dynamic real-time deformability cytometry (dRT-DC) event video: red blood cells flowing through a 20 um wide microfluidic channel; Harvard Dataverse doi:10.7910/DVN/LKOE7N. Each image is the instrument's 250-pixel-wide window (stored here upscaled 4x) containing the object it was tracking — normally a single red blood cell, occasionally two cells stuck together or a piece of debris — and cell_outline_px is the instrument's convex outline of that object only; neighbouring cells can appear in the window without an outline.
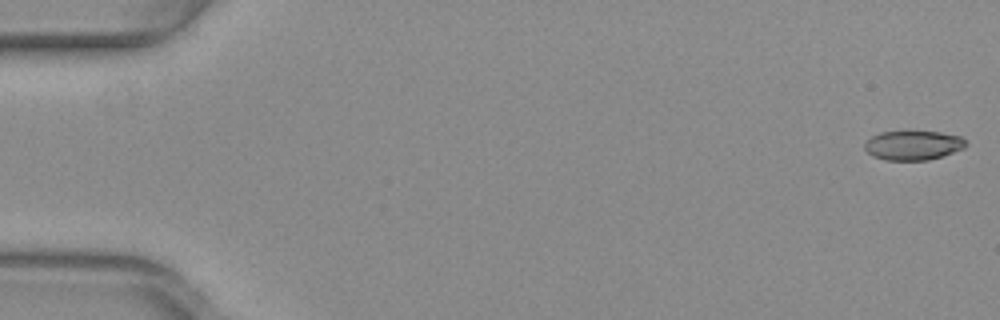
{"species": "common noctule bat (a hibernating species)", "species_latin": "Nyctalus noctula", "temperature_condition": "warm", "stored_images_in_passage": 52, "camera_frame_rate_fps": 3000, "um_per_image_px": 0.085, "animal": {"sex": "female", "body_mass_g": 29.2, "forearm_length_mm": 56.3}, "frame": {"image": 1, "passage_image": 1, "time_ms": 0.0, "image_size_px": [1000, 320], "cell_outline_px": [[968, 144], [964, 148], [928, 160], [884, 160], [872, 156], [864, 148], [864, 144], [872, 136], [880, 132], [940, 132], [960, 136]], "centroid_in_image_um": [77.6, 12.36], "position_along_channel_um": 7.4, "area_um2": 17.11}}
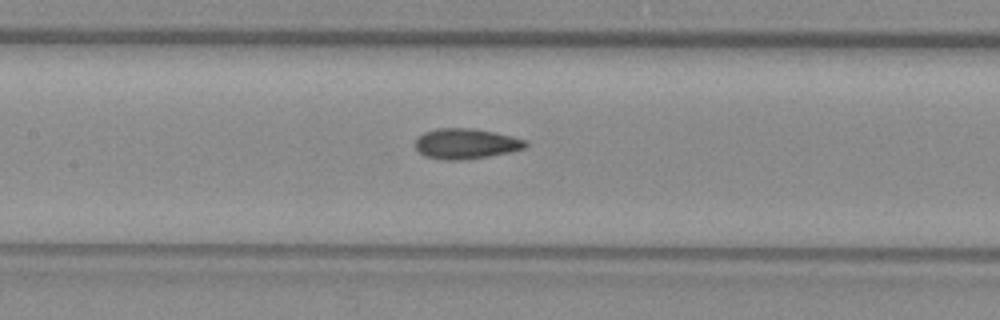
{"frame": {"image": 2, "passage_image": 25, "time_ms": 8.0, "image_size_px": [1000, 320], "cell_outline_px": [[528, 144], [524, 148], [508, 152], [468, 160], [444, 160], [424, 156], [416, 148], [416, 140], [424, 132], [436, 128], [472, 128], [512, 136], [528, 140]], "centroid_in_image_um": [39.6, 12.22], "position_along_channel_um": 167.8, "area_um2": 19.48}}
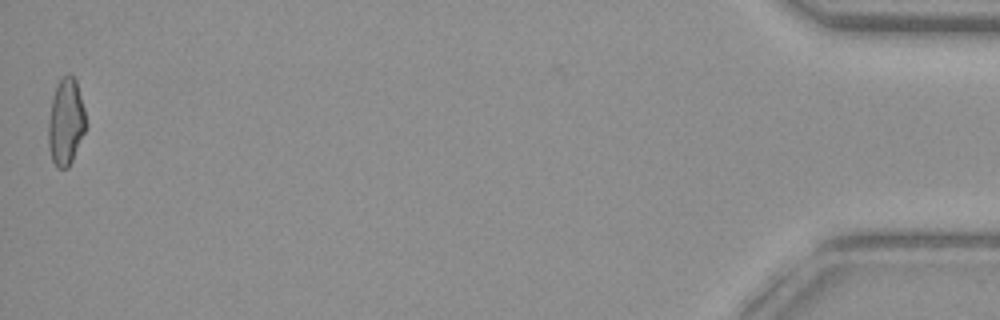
{"frame": {"image": 3, "passage_image": 52, "time_ms": 17.0, "image_size_px": [1000, 320], "cell_outline_px": [[84, 132], [72, 160], [68, 168], [56, 168], [52, 160], [48, 144], [48, 120], [52, 96], [60, 80], [68, 72], [76, 80], [84, 108]], "centroid_in_image_um": [5.56, 10.37], "position_along_channel_um": 429.6, "area_um2": 18.67}, "authors_computed_cell_mechanics": {"area_um2": 18.9006, "velocity_mm_per_s": 4.0087, "shape_relaxation_time_tau1_ms": 6.0719, "shape_relaxation_time_tau2_ms": 1.6133, "deformation_change_tau1": 0.1574, "deformation_change_tau2": 0.0777}}